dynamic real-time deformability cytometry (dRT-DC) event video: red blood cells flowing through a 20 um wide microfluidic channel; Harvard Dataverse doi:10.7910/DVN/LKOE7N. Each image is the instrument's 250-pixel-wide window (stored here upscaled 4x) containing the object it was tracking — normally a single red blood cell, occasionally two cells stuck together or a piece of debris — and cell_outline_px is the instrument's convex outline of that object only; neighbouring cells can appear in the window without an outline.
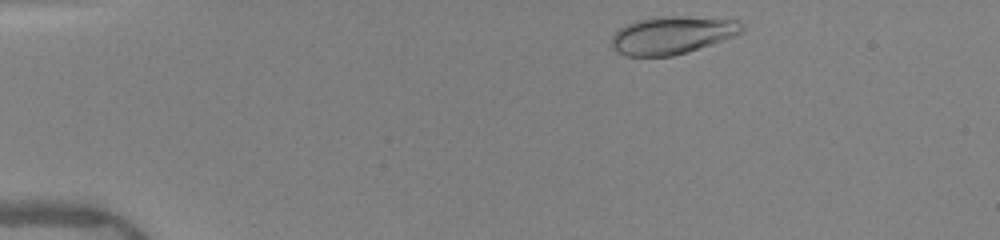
{"species": "human", "species_latin": "Homo sapiens", "temperature_condition": "warm", "stored_images_in_passage": 44, "camera_frame_rate_fps": 3000, "um_per_image_px": 0.085, "donor": {"sex": "female"}, "frame": {"image": 1, "passage_image": 2, "time_ms": 0.333, "image_size_px": [1000, 240], "cell_outline_px": [[744, 32], [688, 52], [672, 56], [624, 56], [616, 52], [612, 48], [612, 36], [620, 28], [636, 20], [656, 16], [676, 16], [736, 20], [744, 28]], "centroid_in_image_um": [57.09, 2.99], "position_along_channel_um": 27.9, "area_um2": 28.5}}
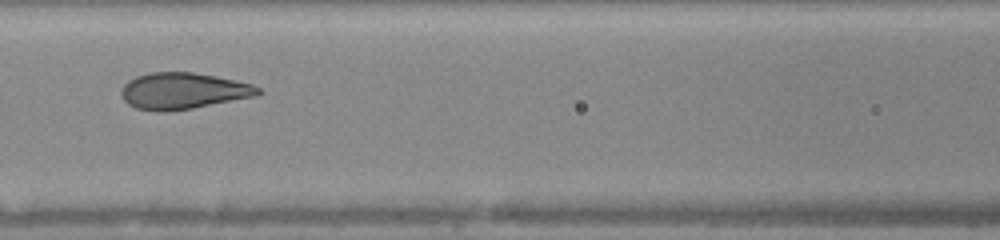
{"frame": {"image": 2, "passage_image": 17, "time_ms": 5.333, "image_size_px": [1000, 240], "cell_outline_px": [[264, 92], [260, 96], [192, 108], [164, 112], [160, 112], [136, 108], [128, 104], [124, 100], [120, 92], [124, 84], [128, 80], [136, 76], [152, 72], [192, 72], [216, 76], [252, 84], [260, 88]], "centroid_in_image_um": [15.6, 7.73], "position_along_channel_um": 151.0, "area_um2": 29.25}}
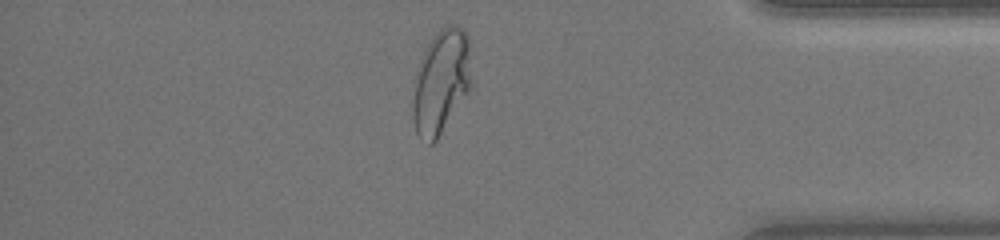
{"frame": {"image": 3, "passage_image": 37, "time_ms": 12.0, "image_size_px": [1000, 240], "cell_outline_px": [[472, 88], [436, 140], [432, 144], [428, 144], [416, 132], [412, 116], [412, 108], [416, 80], [420, 60], [432, 36], [440, 28], [448, 24], [456, 24], [468, 36], [472, 84]], "centroid_in_image_um": [37.52, 6.94], "position_along_channel_um": 397.7, "area_um2": 35.49}, "authors_computed_cell_mechanics": {"area_um2": 29.2468, "velocity_mm_per_s": 4.0408, "shape_relaxation_time_tau1_ms": 3.5229, "shape_relaxation_time_tau2_ms": null, "deformation_change_tau1": 0.1867, "deformation_change_tau2": null}}